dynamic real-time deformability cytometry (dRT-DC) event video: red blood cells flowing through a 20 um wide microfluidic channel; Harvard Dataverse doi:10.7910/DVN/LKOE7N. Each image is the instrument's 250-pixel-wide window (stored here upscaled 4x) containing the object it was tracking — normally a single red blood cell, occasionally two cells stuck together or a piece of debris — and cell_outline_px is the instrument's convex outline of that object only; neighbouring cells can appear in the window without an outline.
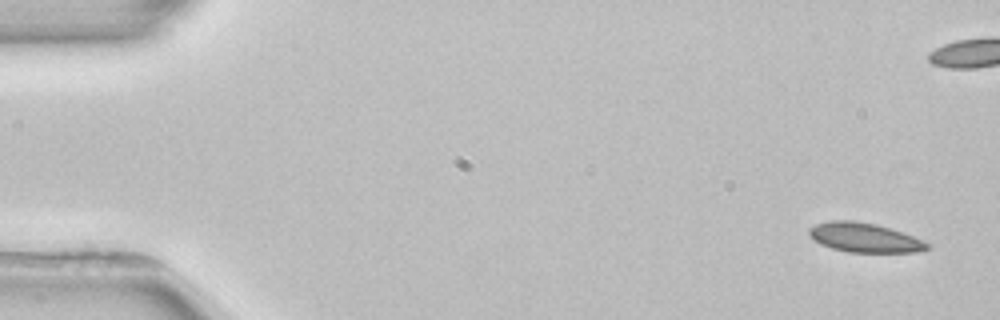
{"species": "common noctule bat (a hibernating species)", "species_latin": "Nyctalus noctula", "temperature_condition": "room temperature", "stored_images_in_passage": 6, "camera_frame_rate_fps": 3000, "um_per_image_px": 0.085, "animal": {"sex": "female", "body_mass_g": 22.7, "forearm_length_mm": 54.2}, "frame": {"image": 1, "passage_image": 1, "time_ms": 0.0, "image_size_px": [1000, 320], "cell_outline_px": [[932, 248], [924, 252], [848, 252], [832, 248], [820, 244], [808, 232], [808, 228], [816, 224], [828, 220], [852, 220], [876, 224], [912, 236], [932, 244]], "centroid_in_image_um": [73.52, 20.2], "position_along_channel_um": 11.5, "area_um2": 20.23}}